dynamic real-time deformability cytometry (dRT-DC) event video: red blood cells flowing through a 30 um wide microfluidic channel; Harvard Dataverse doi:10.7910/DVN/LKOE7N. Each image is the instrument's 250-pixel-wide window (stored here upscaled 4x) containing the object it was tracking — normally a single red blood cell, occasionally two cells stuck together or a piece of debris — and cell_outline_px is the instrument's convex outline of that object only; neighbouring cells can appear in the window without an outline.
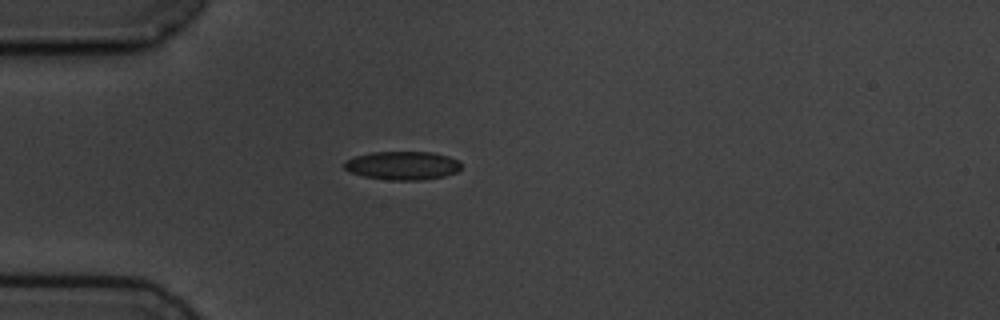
{"species": "common noctule bat (a hibernating species)", "species_latin": "Nyctalus noctula", "temperature_condition": "cold", "stored_images_in_passage": 2, "camera_frame_rate_fps": 3000, "um_per_image_px": 0.085, "animal": {"sex": "male", "body_mass_g": 19.5, "forearm_length_mm": 54.6}, "frame": {"image": 1, "passage_image": 1, "time_ms": 0.0, "image_size_px": [1000, 320], "cell_outline_px": [[460, 168], [456, 172], [444, 176], [420, 180], [388, 180], [364, 176], [352, 172], [344, 168], [344, 160], [356, 156], [372, 152], [432, 152], [448, 156], [460, 160]], "centroid_in_image_um": [34.22, 14.06], "position_along_channel_um": 50.8, "area_um2": 19.36}}